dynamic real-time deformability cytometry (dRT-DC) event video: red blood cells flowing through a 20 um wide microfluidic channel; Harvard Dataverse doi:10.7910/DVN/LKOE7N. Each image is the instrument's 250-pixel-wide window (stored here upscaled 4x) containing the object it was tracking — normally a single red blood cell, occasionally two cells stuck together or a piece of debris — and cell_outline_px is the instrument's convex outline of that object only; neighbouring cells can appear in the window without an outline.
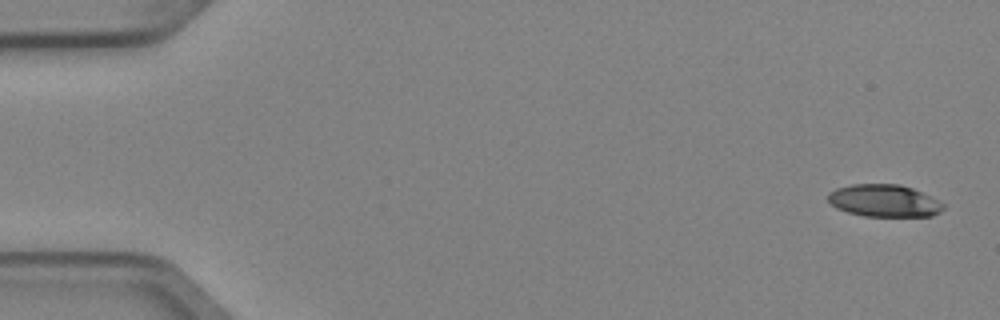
{"species": "Egyptian fruit bat (a non-hibernating species)", "species_latin": "Rousettus aegyptiacus", "temperature_condition": "cold", "stored_images_in_passage": 6, "camera_frame_rate_fps": 3000, "um_per_image_px": 0.085, "animal": {"sex": "female"}, "frame": {"image": 1, "passage_image": 1, "time_ms": 0.0, "image_size_px": [1000, 320], "cell_outline_px": [[944, 208], [940, 212], [932, 216], [864, 216], [848, 212], [836, 208], [828, 200], [828, 192], [836, 188], [852, 184], [900, 184], [912, 188], [944, 204]], "centroid_in_image_um": [75.12, 17.06], "position_along_channel_um": 9.9, "area_um2": 21.56}}
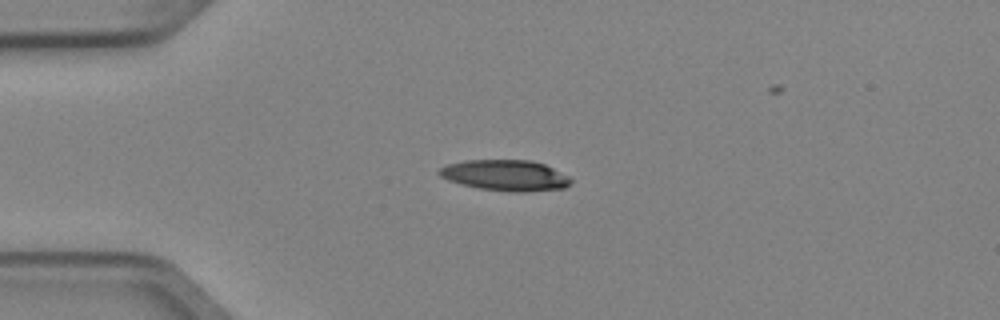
{"frame": {"image": 2, "passage_image": 4, "time_ms": 1.0, "image_size_px": [1000, 320], "cell_outline_px": [[572, 184], [564, 188], [528, 192], [512, 192], [476, 188], [460, 184], [448, 180], [440, 176], [436, 172], [440, 168], [448, 164], [464, 160], [532, 160], [544, 164], [568, 176], [572, 180]], "centroid_in_image_um": [42.95, 14.91], "position_along_channel_um": 42.1, "area_um2": 23.87}}
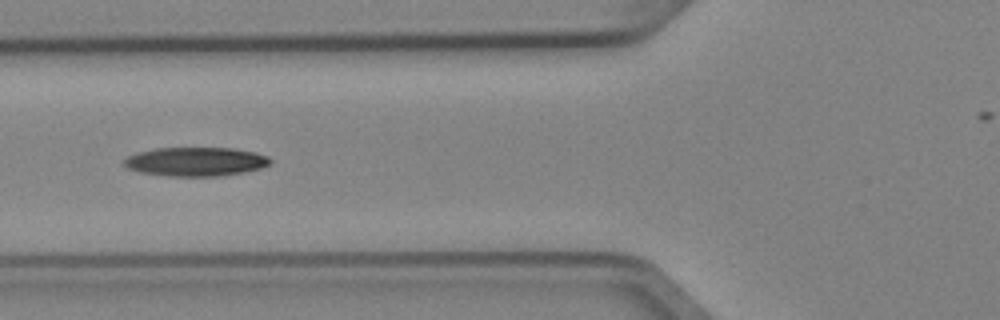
{"frame": {"image": 3, "passage_image": 6, "time_ms": 1.667, "image_size_px": [1000, 320], "cell_outline_px": [[272, 164], [260, 168], [244, 172], [220, 176], [168, 176], [140, 172], [128, 168], [124, 164], [124, 160], [128, 156], [140, 152], [156, 148], [232, 148], [256, 152], [268, 156], [272, 160]], "centroid_in_image_um": [16.69, 13.74], "position_along_channel_um": 109.1, "area_um2": 24.62}}